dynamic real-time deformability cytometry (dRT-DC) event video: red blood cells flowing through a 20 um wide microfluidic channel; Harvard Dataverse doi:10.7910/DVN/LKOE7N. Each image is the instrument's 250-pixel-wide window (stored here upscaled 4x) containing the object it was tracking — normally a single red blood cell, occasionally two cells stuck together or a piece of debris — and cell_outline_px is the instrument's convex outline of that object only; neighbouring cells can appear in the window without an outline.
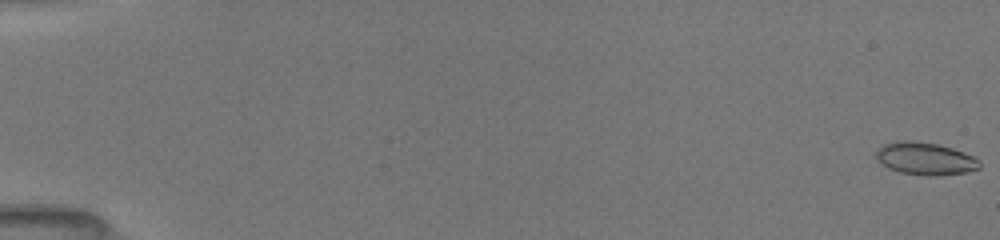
{"species": "common noctule bat (a hibernating species)", "species_latin": "Nyctalus noctula", "temperature_condition": "room temperature", "stored_images_in_passage": 9, "camera_frame_rate_fps": 3000, "um_per_image_px": 0.085, "animal": {"sex": "female", "body_mass_g": 19.5, "forearm_length_mm": 54.1}, "frame": {"image": 1, "passage_image": 1, "time_ms": 0.0, "image_size_px": [1000, 240], "cell_outline_px": [[980, 168], [964, 172], [936, 176], [928, 176], [900, 172], [888, 168], [876, 156], [876, 148], [884, 144], [896, 140], [912, 140], [936, 144], [952, 148], [972, 156], [980, 160]], "centroid_in_image_um": [78.63, 13.47], "position_along_channel_um": 6.4, "area_um2": 19.48}}